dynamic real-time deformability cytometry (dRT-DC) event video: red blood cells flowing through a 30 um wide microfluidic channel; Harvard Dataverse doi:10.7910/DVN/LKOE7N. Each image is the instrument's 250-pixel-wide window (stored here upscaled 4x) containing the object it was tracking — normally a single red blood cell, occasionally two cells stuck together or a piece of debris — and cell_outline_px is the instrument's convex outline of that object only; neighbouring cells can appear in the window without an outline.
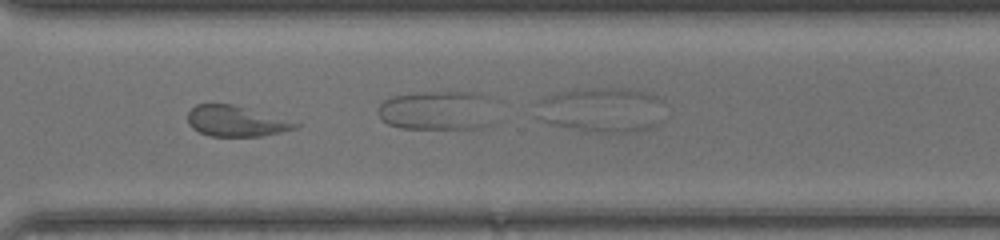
{"species": "common noctule bat (a hibernating species)", "species_latin": "Nyctalus noctula", "temperature_condition": "warm", "stored_images_in_passage": 42, "camera_frame_rate_fps": 3000, "um_per_image_px": 0.085, "animal": {"sex": "female", "body_mass_g": 17.0, "forearm_length_mm": 48.0}, "frame": {"image": 1, "passage_image": 33, "time_ms": 10.667, "image_size_px": [1000, 240], "cell_outline_px": [[300, 124], [296, 128], [264, 136], [208, 136], [192, 128], [188, 124], [188, 112], [196, 104], [232, 104]], "centroid_in_image_um": [19.98, 10.31], "position_along_channel_um": 350.6, "area_um2": 18.79}}
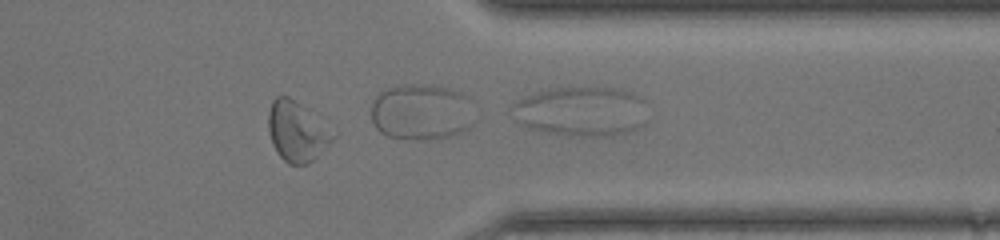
{"frame": {"image": 2, "passage_image": 36, "time_ms": 11.667, "image_size_px": [1000, 240], "cell_outline_px": [[320, 140], [316, 156], [308, 164], [288, 164], [280, 156], [272, 144], [268, 128], [268, 112], [272, 100], [276, 96], [288, 96], [296, 104]], "centroid_in_image_um": [24.77, 11.24], "position_along_channel_um": 386.6, "area_um2": 17.92}}